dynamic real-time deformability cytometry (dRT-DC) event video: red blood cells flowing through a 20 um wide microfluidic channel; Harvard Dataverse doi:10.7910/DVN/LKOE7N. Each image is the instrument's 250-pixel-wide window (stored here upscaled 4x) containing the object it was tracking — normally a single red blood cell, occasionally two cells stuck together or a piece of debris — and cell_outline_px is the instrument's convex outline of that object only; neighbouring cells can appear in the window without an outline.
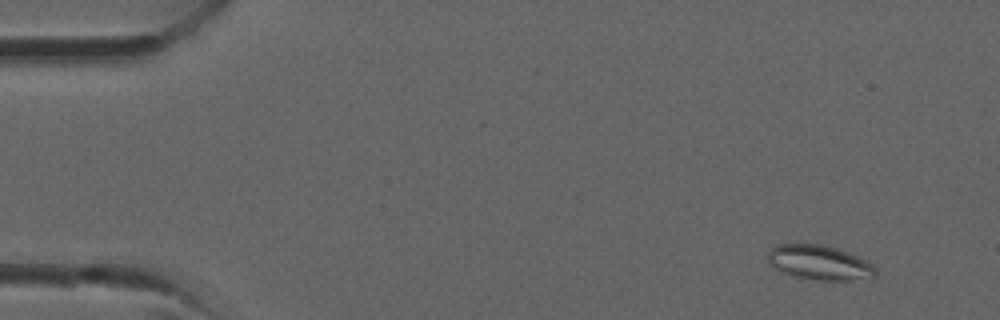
{"species": "common noctule bat (a hibernating species)", "species_latin": "Nyctalus noctula", "temperature_condition": "room temperature", "stored_images_in_passage": 36, "camera_frame_rate_fps": 3000, "um_per_image_px": 0.085, "animal": {"sex": "male", "forearm_length_mm": 52.5}, "frame": {"image": 1, "passage_image": 3, "time_ms": 0.667, "image_size_px": [1000, 320], "cell_outline_px": [[876, 276], [872, 280], [820, 280], [796, 276], [784, 272], [768, 264], [768, 252], [776, 244], [820, 244], [836, 248], [848, 252], [872, 264], [876, 268]], "centroid_in_image_um": [69.69, 22.33], "position_along_channel_um": 15.3, "area_um2": 21.73}}
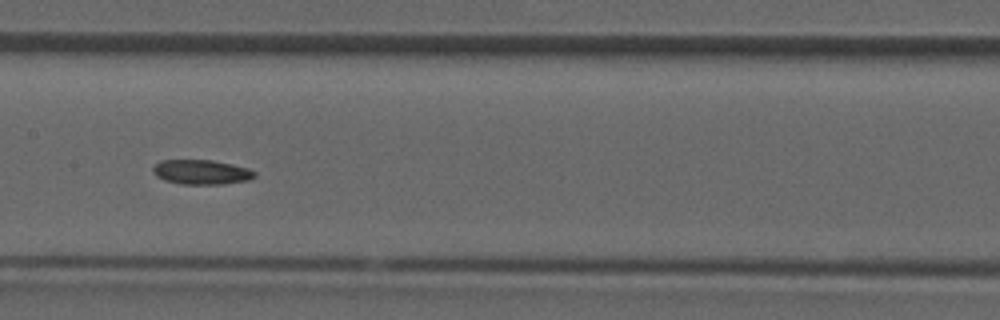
{"frame": {"image": 2, "passage_image": 18, "time_ms": 5.667, "image_size_px": [1000, 320], "cell_outline_px": [[256, 176], [248, 180], [224, 184], [180, 184], [164, 180], [156, 176], [152, 172], [152, 168], [160, 160], [212, 160], [232, 164], [248, 168], [256, 172]], "centroid_in_image_um": [17.11, 14.63], "position_along_channel_um": 190.3, "area_um2": 14.68}}
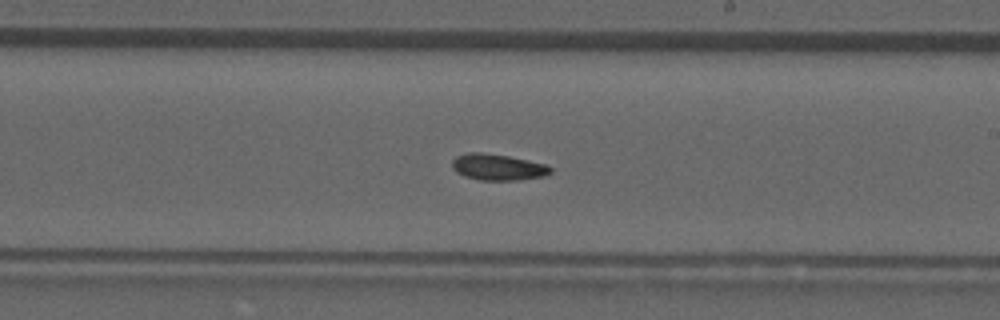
{"frame": {"image": 3, "passage_image": 21, "time_ms": 6.667, "image_size_px": [1000, 320], "cell_outline_px": [[552, 172], [544, 176], [520, 180], [480, 180], [464, 176], [456, 172], [452, 168], [452, 160], [456, 156], [468, 152], [480, 152], [508, 156], [544, 164], [552, 168]], "centroid_in_image_um": [42.28, 14.21], "position_along_channel_um": 246.7, "area_um2": 15.03}}